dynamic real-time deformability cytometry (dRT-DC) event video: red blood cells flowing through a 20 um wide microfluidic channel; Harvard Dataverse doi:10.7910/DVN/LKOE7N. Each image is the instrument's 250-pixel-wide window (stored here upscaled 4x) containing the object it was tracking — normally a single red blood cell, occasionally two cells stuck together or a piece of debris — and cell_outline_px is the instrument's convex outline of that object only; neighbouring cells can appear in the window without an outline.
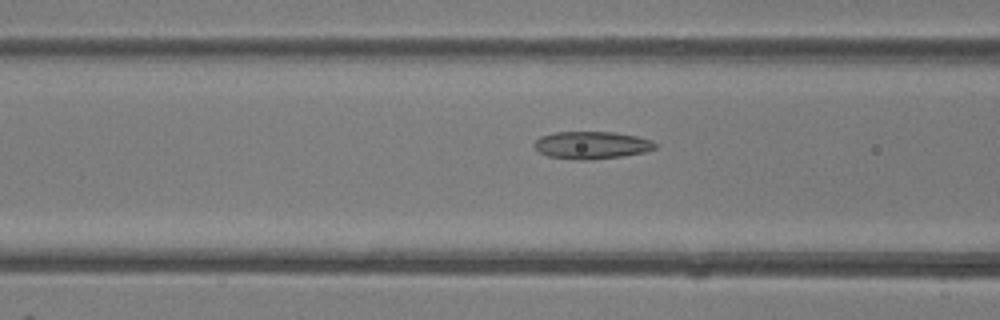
{"species": "common noctule bat (a hibernating species)", "species_latin": "Nyctalus noctula", "temperature_condition": "room temperature", "stored_images_in_passage": 47, "camera_frame_rate_fps": 3000, "um_per_image_px": 0.085, "animal": {"sex": "female"}, "frame": {"image": 1, "passage_image": 19, "time_ms": 6.0, "image_size_px": [1000, 320], "cell_outline_px": [[660, 144], [656, 148], [644, 152], [624, 156], [592, 160], [576, 160], [548, 156], [540, 152], [532, 144], [540, 136], [556, 132], [616, 132], [636, 136], [652, 140]], "centroid_in_image_um": [50.33, 12.34], "position_along_channel_um": 116.3, "area_um2": 19.59}}
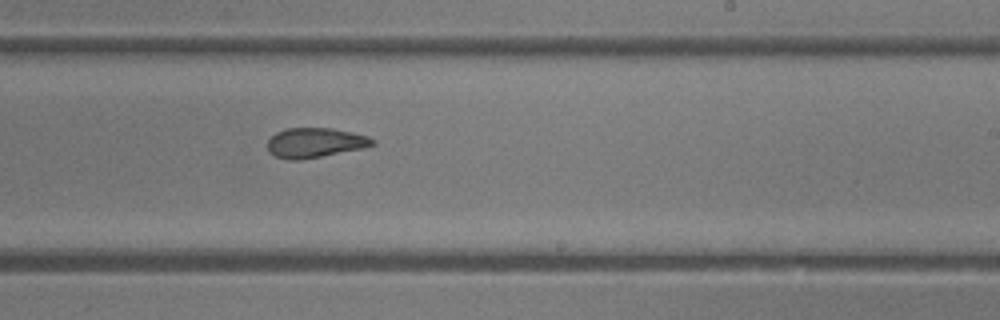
{"frame": {"image": 2, "passage_image": 29, "time_ms": 9.333, "image_size_px": [1000, 320], "cell_outline_px": [[376, 144], [364, 148], [300, 160], [288, 160], [276, 156], [268, 152], [268, 140], [276, 132], [284, 128], [332, 128], [352, 132], [368, 136], [376, 140]], "centroid_in_image_um": [26.79, 12.13], "position_along_channel_um": 262.2, "area_um2": 18.32}}
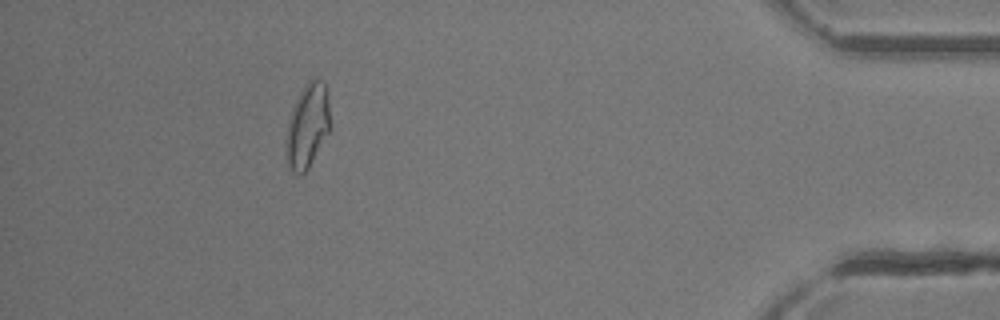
{"frame": {"image": 3, "passage_image": 43, "time_ms": 14.0, "image_size_px": [1000, 320], "cell_outline_px": [[332, 128], [308, 168], [300, 176], [292, 172], [288, 164], [284, 140], [288, 120], [292, 108], [304, 84], [308, 80], [316, 76], [324, 80], [328, 100]], "centroid_in_image_um": [26.14, 10.67], "position_along_channel_um": 409.1, "area_um2": 22.25}, "authors_computed_cell_mechanics": {"area_um2": 20.2878, "velocity_mm_per_s": 4.3789, "shape_relaxation_time_tau1_ms": null, "shape_relaxation_time_tau2_ms": 2.0883, "deformation_change_tau1": null, "deformation_change_tau2": 0.073}}